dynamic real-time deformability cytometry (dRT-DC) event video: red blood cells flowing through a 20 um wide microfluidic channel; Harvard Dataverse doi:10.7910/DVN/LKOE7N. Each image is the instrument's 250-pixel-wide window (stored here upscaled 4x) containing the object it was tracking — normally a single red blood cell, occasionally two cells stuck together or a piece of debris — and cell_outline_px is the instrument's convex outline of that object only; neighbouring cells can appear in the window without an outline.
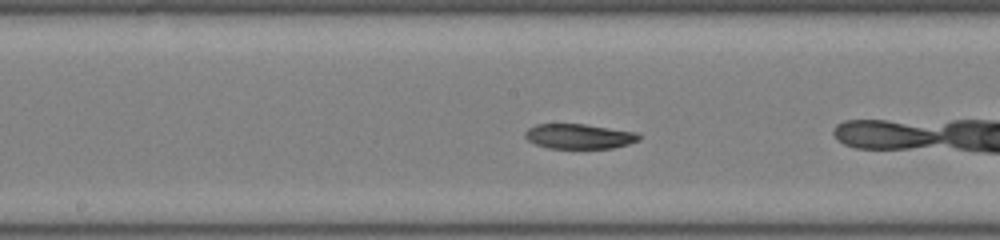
{"species": "common noctule bat (a hibernating species)", "species_latin": "Nyctalus noctula", "temperature_condition": "room temperature", "stored_images_in_passage": 14, "camera_frame_rate_fps": 3000, "um_per_image_px": 0.085, "animal": {"sex": "male", "body_mass_g": 19.0, "forearm_length_mm": 50.8}, "frame": {"image": 1, "passage_image": 7, "time_ms": 2.0, "image_size_px": [1000, 240], "cell_outline_px": [[640, 140], [628, 144], [612, 148], [548, 148], [536, 144], [528, 140], [524, 136], [524, 132], [528, 128], [536, 124], [584, 124], [636, 132], [640, 136]], "centroid_in_image_um": [49.2, 11.58], "position_along_channel_um": 199.0, "area_um2": 16.47}}
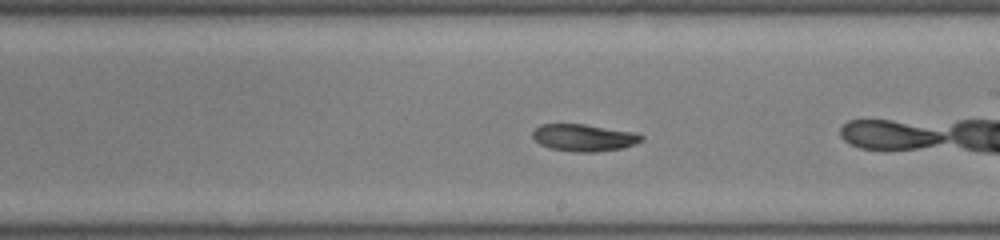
{"frame": {"image": 2, "passage_image": 10, "time_ms": 3.0, "image_size_px": [1000, 240], "cell_outline_px": [[644, 140], [636, 144], [620, 148], [596, 152], [572, 152], [552, 148], [540, 144], [532, 136], [532, 132], [540, 124], [584, 124], [636, 132], [644, 136]], "centroid_in_image_um": [49.67, 11.7], "position_along_channel_um": 239.3, "area_um2": 17.22}}